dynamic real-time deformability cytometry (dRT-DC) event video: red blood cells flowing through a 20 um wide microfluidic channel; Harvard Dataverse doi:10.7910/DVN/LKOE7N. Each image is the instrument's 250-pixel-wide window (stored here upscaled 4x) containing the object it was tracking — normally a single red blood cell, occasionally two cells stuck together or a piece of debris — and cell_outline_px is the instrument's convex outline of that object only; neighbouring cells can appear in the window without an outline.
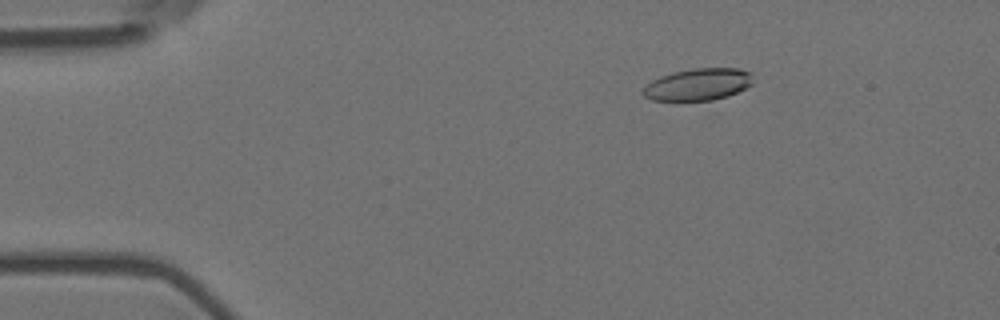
{"species": "Egyptian fruit bat (a non-hibernating species)", "species_latin": "Rousettus aegyptiacus", "temperature_condition": "room temperature", "stored_images_in_passage": 5, "camera_frame_rate_fps": 3000, "um_per_image_px": 0.085, "animal": {"sex": "female"}, "frame": {"image": 1, "passage_image": 2, "time_ms": 0.333, "image_size_px": [1000, 320], "cell_outline_px": [[752, 84], [728, 96], [712, 100], [652, 100], [644, 96], [640, 92], [652, 80], [660, 76], [672, 72], [692, 68], [736, 68], [752, 72]], "centroid_in_image_um": [59.33, 7.16], "position_along_channel_um": 25.7, "area_um2": 20.46}}
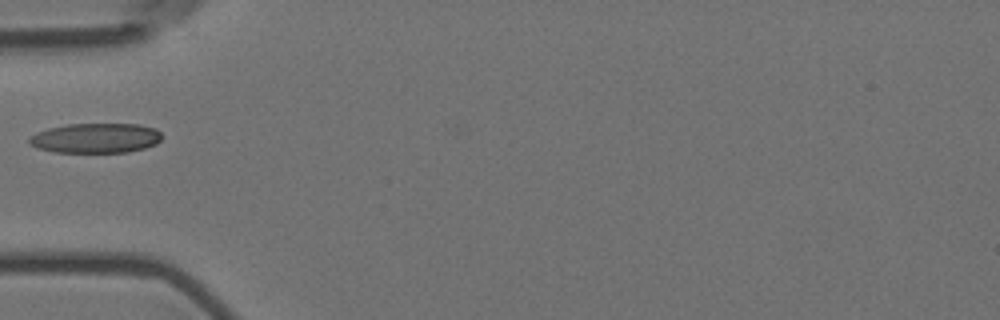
{"frame": {"image": 2, "passage_image": 5, "time_ms": 1.333, "image_size_px": [1000, 320], "cell_outline_px": [[160, 140], [156, 144], [144, 148], [128, 152], [56, 152], [36, 148], [28, 144], [28, 136], [36, 132], [48, 128], [68, 124], [140, 124], [156, 128], [160, 132]], "centroid_in_image_um": [8.09, 11.73], "position_along_channel_um": 76.9, "area_um2": 23.24}}